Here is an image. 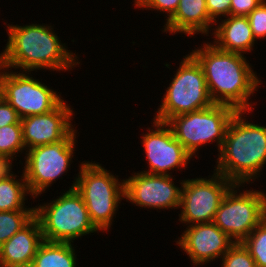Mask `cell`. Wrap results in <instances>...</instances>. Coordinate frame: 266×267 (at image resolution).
Here are the masks:
<instances>
[{"mask_svg": "<svg viewBox=\"0 0 266 267\" xmlns=\"http://www.w3.org/2000/svg\"><path fill=\"white\" fill-rule=\"evenodd\" d=\"M194 47L190 54L200 64L209 95L215 104L232 106L237 111H253L251 95L258 91L261 79L246 56L217 48L211 42Z\"/></svg>", "mask_w": 266, "mask_h": 267, "instance_id": "6da1fadb", "label": "cell"}, {"mask_svg": "<svg viewBox=\"0 0 266 267\" xmlns=\"http://www.w3.org/2000/svg\"><path fill=\"white\" fill-rule=\"evenodd\" d=\"M8 39L0 53V65L9 70L30 72L48 69L70 71L80 65L77 55L62 43L53 27L46 24H7Z\"/></svg>", "mask_w": 266, "mask_h": 267, "instance_id": "7a4b0ae2", "label": "cell"}, {"mask_svg": "<svg viewBox=\"0 0 266 267\" xmlns=\"http://www.w3.org/2000/svg\"><path fill=\"white\" fill-rule=\"evenodd\" d=\"M246 112L252 111H236L231 118L214 167L215 172L242 184V188L258 180L266 165V125L250 123Z\"/></svg>", "mask_w": 266, "mask_h": 267, "instance_id": "3957f363", "label": "cell"}, {"mask_svg": "<svg viewBox=\"0 0 266 267\" xmlns=\"http://www.w3.org/2000/svg\"><path fill=\"white\" fill-rule=\"evenodd\" d=\"M79 167L71 187L84 200L91 223L99 232H106L124 199V179L119 180L97 162L83 161Z\"/></svg>", "mask_w": 266, "mask_h": 267, "instance_id": "277c9868", "label": "cell"}, {"mask_svg": "<svg viewBox=\"0 0 266 267\" xmlns=\"http://www.w3.org/2000/svg\"><path fill=\"white\" fill-rule=\"evenodd\" d=\"M57 197L34 207L45 241L74 243L75 239L99 232L91 223L86 204L74 187Z\"/></svg>", "mask_w": 266, "mask_h": 267, "instance_id": "5b68a950", "label": "cell"}, {"mask_svg": "<svg viewBox=\"0 0 266 267\" xmlns=\"http://www.w3.org/2000/svg\"><path fill=\"white\" fill-rule=\"evenodd\" d=\"M162 103L153 119L167 122L170 118L210 107L212 101L200 64L189 53L183 56Z\"/></svg>", "mask_w": 266, "mask_h": 267, "instance_id": "8992f818", "label": "cell"}, {"mask_svg": "<svg viewBox=\"0 0 266 267\" xmlns=\"http://www.w3.org/2000/svg\"><path fill=\"white\" fill-rule=\"evenodd\" d=\"M236 109L225 104H213L210 107L181 114L170 118L166 123L173 131L175 138L192 155L202 145L216 142L220 151L228 124Z\"/></svg>", "mask_w": 266, "mask_h": 267, "instance_id": "52a82bcc", "label": "cell"}, {"mask_svg": "<svg viewBox=\"0 0 266 267\" xmlns=\"http://www.w3.org/2000/svg\"><path fill=\"white\" fill-rule=\"evenodd\" d=\"M240 186L242 184H234L228 190L213 219L235 243L242 242L266 218L264 191H240Z\"/></svg>", "mask_w": 266, "mask_h": 267, "instance_id": "ba28073f", "label": "cell"}, {"mask_svg": "<svg viewBox=\"0 0 266 267\" xmlns=\"http://www.w3.org/2000/svg\"><path fill=\"white\" fill-rule=\"evenodd\" d=\"M76 134L77 130L74 129L60 142L37 146L26 151L22 172L33 199L43 194L42 192L52 186L59 177L68 172L73 162Z\"/></svg>", "mask_w": 266, "mask_h": 267, "instance_id": "9c48e42d", "label": "cell"}, {"mask_svg": "<svg viewBox=\"0 0 266 267\" xmlns=\"http://www.w3.org/2000/svg\"><path fill=\"white\" fill-rule=\"evenodd\" d=\"M29 72H17L0 65L1 96L22 119L30 115L45 114L55 109L63 97Z\"/></svg>", "mask_w": 266, "mask_h": 267, "instance_id": "30bf717a", "label": "cell"}, {"mask_svg": "<svg viewBox=\"0 0 266 267\" xmlns=\"http://www.w3.org/2000/svg\"><path fill=\"white\" fill-rule=\"evenodd\" d=\"M205 178L184 179L179 221L187 226L213 222L219 205L234 183L223 175L213 171ZM211 177V178H210Z\"/></svg>", "mask_w": 266, "mask_h": 267, "instance_id": "8fae6325", "label": "cell"}, {"mask_svg": "<svg viewBox=\"0 0 266 267\" xmlns=\"http://www.w3.org/2000/svg\"><path fill=\"white\" fill-rule=\"evenodd\" d=\"M153 121V129L147 128L141 137L149 168L142 172L170 176V170L188 168L186 166L193 156L175 138L166 122Z\"/></svg>", "mask_w": 266, "mask_h": 267, "instance_id": "7c38bea8", "label": "cell"}, {"mask_svg": "<svg viewBox=\"0 0 266 267\" xmlns=\"http://www.w3.org/2000/svg\"><path fill=\"white\" fill-rule=\"evenodd\" d=\"M172 175H154L138 171L124 179V199L141 208L179 209L182 193Z\"/></svg>", "mask_w": 266, "mask_h": 267, "instance_id": "4fadbf2b", "label": "cell"}, {"mask_svg": "<svg viewBox=\"0 0 266 267\" xmlns=\"http://www.w3.org/2000/svg\"><path fill=\"white\" fill-rule=\"evenodd\" d=\"M66 103L63 100L48 113L21 119L26 151L37 146L60 142L75 129L71 122L74 116L73 108Z\"/></svg>", "mask_w": 266, "mask_h": 267, "instance_id": "5bb4252c", "label": "cell"}, {"mask_svg": "<svg viewBox=\"0 0 266 267\" xmlns=\"http://www.w3.org/2000/svg\"><path fill=\"white\" fill-rule=\"evenodd\" d=\"M187 227L175 242L189 256L194 266L221 259L235 243L213 222Z\"/></svg>", "mask_w": 266, "mask_h": 267, "instance_id": "9a60e30c", "label": "cell"}, {"mask_svg": "<svg viewBox=\"0 0 266 267\" xmlns=\"http://www.w3.org/2000/svg\"><path fill=\"white\" fill-rule=\"evenodd\" d=\"M44 241L39 220L34 217L0 247V267H31Z\"/></svg>", "mask_w": 266, "mask_h": 267, "instance_id": "2e32d148", "label": "cell"}, {"mask_svg": "<svg viewBox=\"0 0 266 267\" xmlns=\"http://www.w3.org/2000/svg\"><path fill=\"white\" fill-rule=\"evenodd\" d=\"M164 24L163 32L191 37L200 33L208 36L215 25L207 11L206 0H180L176 12Z\"/></svg>", "mask_w": 266, "mask_h": 267, "instance_id": "e0dca14e", "label": "cell"}, {"mask_svg": "<svg viewBox=\"0 0 266 267\" xmlns=\"http://www.w3.org/2000/svg\"><path fill=\"white\" fill-rule=\"evenodd\" d=\"M220 19L215 23L214 44L217 48L239 54L251 52L255 46V38L252 33L247 16H231ZM217 24V26H216ZM219 24V25H218Z\"/></svg>", "mask_w": 266, "mask_h": 267, "instance_id": "ac0fdd59", "label": "cell"}, {"mask_svg": "<svg viewBox=\"0 0 266 267\" xmlns=\"http://www.w3.org/2000/svg\"><path fill=\"white\" fill-rule=\"evenodd\" d=\"M70 242L43 241L31 267H76L77 255Z\"/></svg>", "mask_w": 266, "mask_h": 267, "instance_id": "d6986e66", "label": "cell"}, {"mask_svg": "<svg viewBox=\"0 0 266 267\" xmlns=\"http://www.w3.org/2000/svg\"><path fill=\"white\" fill-rule=\"evenodd\" d=\"M12 169L10 168L0 178V211L35 210L33 207L27 208L25 205L26 197L31 194L23 173L21 178L17 179V176L11 171Z\"/></svg>", "mask_w": 266, "mask_h": 267, "instance_id": "ffe728a7", "label": "cell"}, {"mask_svg": "<svg viewBox=\"0 0 266 267\" xmlns=\"http://www.w3.org/2000/svg\"><path fill=\"white\" fill-rule=\"evenodd\" d=\"M26 148L23 142L22 124L15 123L0 127V157L11 166L15 155H20Z\"/></svg>", "mask_w": 266, "mask_h": 267, "instance_id": "44dd1931", "label": "cell"}, {"mask_svg": "<svg viewBox=\"0 0 266 267\" xmlns=\"http://www.w3.org/2000/svg\"><path fill=\"white\" fill-rule=\"evenodd\" d=\"M35 217V210L0 211V247Z\"/></svg>", "mask_w": 266, "mask_h": 267, "instance_id": "7402d4cb", "label": "cell"}, {"mask_svg": "<svg viewBox=\"0 0 266 267\" xmlns=\"http://www.w3.org/2000/svg\"><path fill=\"white\" fill-rule=\"evenodd\" d=\"M257 267H266V218L242 241Z\"/></svg>", "mask_w": 266, "mask_h": 267, "instance_id": "603a6c76", "label": "cell"}, {"mask_svg": "<svg viewBox=\"0 0 266 267\" xmlns=\"http://www.w3.org/2000/svg\"><path fill=\"white\" fill-rule=\"evenodd\" d=\"M221 259V267H257L242 242L234 243Z\"/></svg>", "mask_w": 266, "mask_h": 267, "instance_id": "cb8c5ba5", "label": "cell"}, {"mask_svg": "<svg viewBox=\"0 0 266 267\" xmlns=\"http://www.w3.org/2000/svg\"><path fill=\"white\" fill-rule=\"evenodd\" d=\"M247 18L256 42L257 39L266 38V0H263Z\"/></svg>", "mask_w": 266, "mask_h": 267, "instance_id": "d4e9b609", "label": "cell"}, {"mask_svg": "<svg viewBox=\"0 0 266 267\" xmlns=\"http://www.w3.org/2000/svg\"><path fill=\"white\" fill-rule=\"evenodd\" d=\"M180 0H134V6L145 10H157L159 13L167 14L166 21H168L176 12Z\"/></svg>", "mask_w": 266, "mask_h": 267, "instance_id": "484cf974", "label": "cell"}, {"mask_svg": "<svg viewBox=\"0 0 266 267\" xmlns=\"http://www.w3.org/2000/svg\"><path fill=\"white\" fill-rule=\"evenodd\" d=\"M206 7L214 23L220 21L216 19L222 16L225 18L231 15V0H206Z\"/></svg>", "mask_w": 266, "mask_h": 267, "instance_id": "4316f807", "label": "cell"}, {"mask_svg": "<svg viewBox=\"0 0 266 267\" xmlns=\"http://www.w3.org/2000/svg\"><path fill=\"white\" fill-rule=\"evenodd\" d=\"M21 123L16 110L1 96L0 97V127Z\"/></svg>", "mask_w": 266, "mask_h": 267, "instance_id": "83f0119b", "label": "cell"}, {"mask_svg": "<svg viewBox=\"0 0 266 267\" xmlns=\"http://www.w3.org/2000/svg\"><path fill=\"white\" fill-rule=\"evenodd\" d=\"M263 0H231V16H248Z\"/></svg>", "mask_w": 266, "mask_h": 267, "instance_id": "f1b7e54d", "label": "cell"}, {"mask_svg": "<svg viewBox=\"0 0 266 267\" xmlns=\"http://www.w3.org/2000/svg\"><path fill=\"white\" fill-rule=\"evenodd\" d=\"M12 166L8 163H5L4 160L0 157V170H9Z\"/></svg>", "mask_w": 266, "mask_h": 267, "instance_id": "f546056e", "label": "cell"}, {"mask_svg": "<svg viewBox=\"0 0 266 267\" xmlns=\"http://www.w3.org/2000/svg\"><path fill=\"white\" fill-rule=\"evenodd\" d=\"M8 170H0V178L7 172Z\"/></svg>", "mask_w": 266, "mask_h": 267, "instance_id": "4dcf8cb0", "label": "cell"}, {"mask_svg": "<svg viewBox=\"0 0 266 267\" xmlns=\"http://www.w3.org/2000/svg\"><path fill=\"white\" fill-rule=\"evenodd\" d=\"M0 97H1V80H0Z\"/></svg>", "mask_w": 266, "mask_h": 267, "instance_id": "1f68e13d", "label": "cell"}]
</instances>
